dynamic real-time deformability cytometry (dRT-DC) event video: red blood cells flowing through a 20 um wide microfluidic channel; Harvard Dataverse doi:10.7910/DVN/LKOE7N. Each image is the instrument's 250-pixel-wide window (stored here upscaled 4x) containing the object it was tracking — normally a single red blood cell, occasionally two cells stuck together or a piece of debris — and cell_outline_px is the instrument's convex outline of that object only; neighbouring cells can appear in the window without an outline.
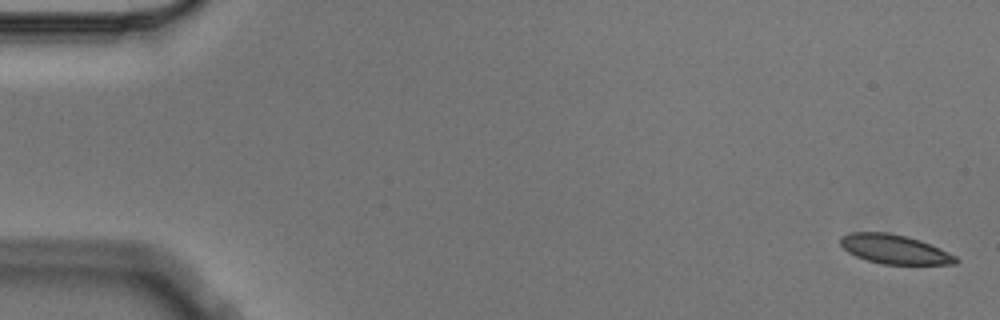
{"species": "Egyptian fruit bat (a non-hibernating species)", "species_latin": "Rousettus aegyptiacus", "temperature_condition": "cold", "stored_images_in_passage": 6, "segment_of_instrument_passage": [1, 2], "camera_frame_rate_fps": 3000, "um_per_image_px": 0.085, "animal": {"sex": "male"}, "frame": {"image": 1, "passage_image": 1, "time_ms": 0.0, "image_size_px": [1000, 320], "cell_outline_px": [[960, 260], [956, 264], [884, 264], [868, 260], [856, 256], [848, 252], [840, 244], [840, 236], [852, 232], [888, 232], [908, 236], [920, 240], [948, 252], [956, 256]], "centroid_in_image_um": [76.03, 21.17], "position_along_channel_um": 9.0, "area_um2": 19.59}}
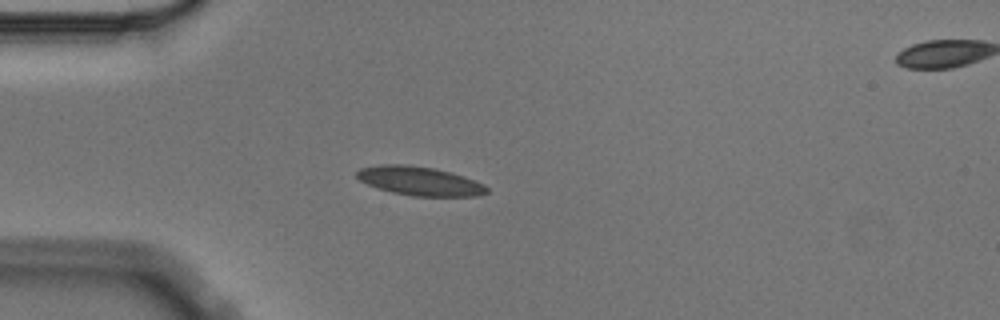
{"frame": {"image": 2, "passage_image": 5, "time_ms": 1.333, "image_size_px": [1000, 320], "cell_outline_px": [[488, 192], [476, 196], [412, 196], [392, 192], [368, 184], [360, 180], [356, 176], [356, 172], [360, 168], [380, 164], [408, 164], [432, 168], [452, 172], [464, 176], [484, 184], [488, 188]], "centroid_in_image_um": [35.68, 15.38], "position_along_channel_um": 49.3, "area_um2": 21.85}}